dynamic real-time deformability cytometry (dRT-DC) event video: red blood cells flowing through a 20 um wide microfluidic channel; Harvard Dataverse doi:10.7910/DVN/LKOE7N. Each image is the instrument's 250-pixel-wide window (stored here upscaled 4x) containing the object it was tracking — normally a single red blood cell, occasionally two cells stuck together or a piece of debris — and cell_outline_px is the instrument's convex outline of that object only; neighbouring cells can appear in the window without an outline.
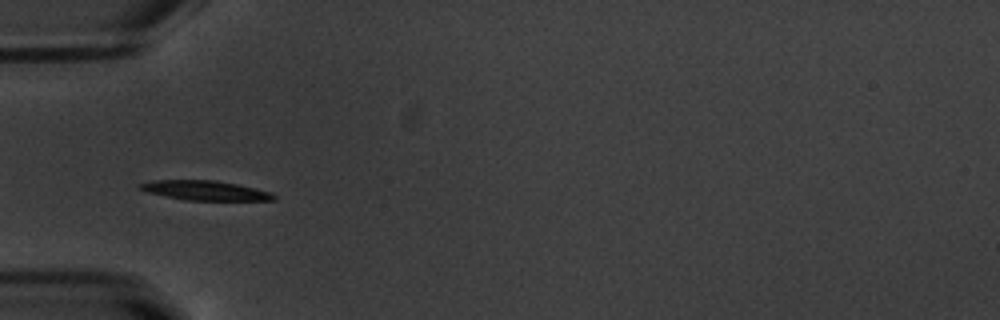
{"species": "common noctule bat (a hibernating species)", "species_latin": "Nyctalus noctula", "temperature_condition": "warm", "stored_images_in_passage": 37, "camera_frame_rate_fps": 3000, "um_per_image_px": 0.085, "animal": {"sex": "male", "body_mass_g": 20.1, "forearm_length_mm": 53.5}, "frame": {"image": 1, "passage_image": 1, "time_ms": 0.0, "image_size_px": [1000, 320], "cell_outline_px": [[276, 200], [184, 200], [148, 192], [136, 188], [136, 184], [152, 180], [216, 180], [236, 184], [272, 192], [276, 196]], "centroid_in_image_um": [17.39, 16.18], "position_along_channel_um": 67.6, "area_um2": 15.32}}
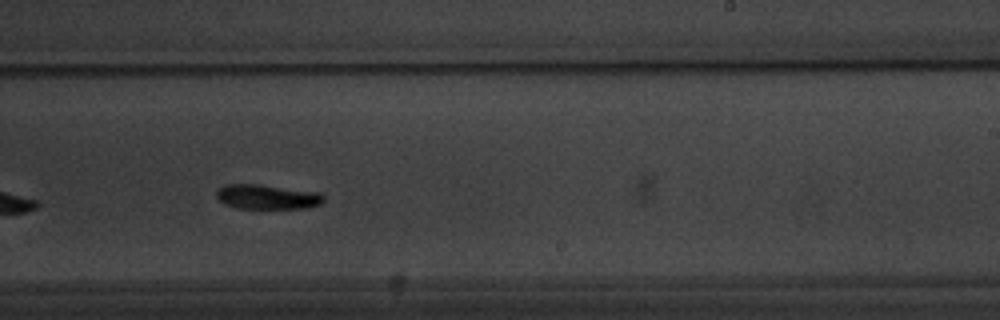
{"frame": {"image": 2, "passage_image": 17, "time_ms": 5.333, "image_size_px": [1000, 320], "cell_outline_px": [[324, 200], [320, 204], [308, 208], [236, 208], [224, 204], [216, 196], [216, 192], [224, 184], [260, 184], [320, 192], [324, 196]], "centroid_in_image_um": [22.72, 16.72], "position_along_channel_um": 266.3, "area_um2": 15.49}}
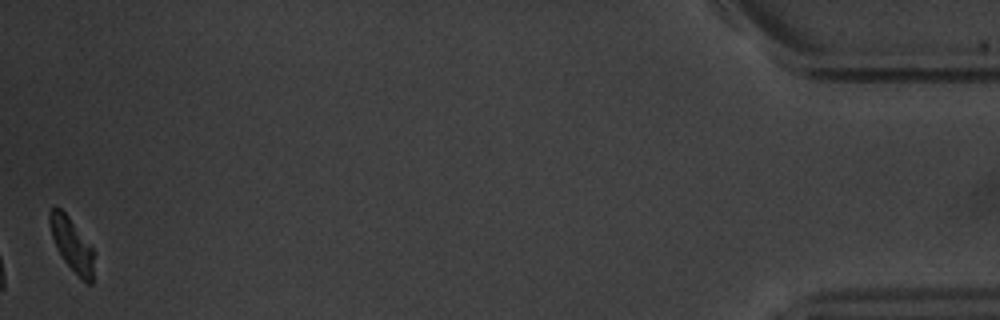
{"frame": {"image": 3, "passage_image": 37, "time_ms": 12.0, "image_size_px": [1000, 320], "cell_outline_px": [[96, 252], [92, 284], [88, 284], [64, 260], [52, 236], [48, 220], [48, 212], [52, 208], [60, 208], [68, 216]], "centroid_in_image_um": [6.15, 20.78], "position_along_channel_um": 429.1, "area_um2": 13.53}, "authors_computed_cell_mechanics": {"area_um2": 15.8372, "velocity_mm_per_s": 3.7373, "shape_relaxation_time_tau1_ms": 1.8914, "shape_relaxation_time_tau2_ms": null, "deformation_change_tau1": 0.1238, "deformation_change_tau2": null}}